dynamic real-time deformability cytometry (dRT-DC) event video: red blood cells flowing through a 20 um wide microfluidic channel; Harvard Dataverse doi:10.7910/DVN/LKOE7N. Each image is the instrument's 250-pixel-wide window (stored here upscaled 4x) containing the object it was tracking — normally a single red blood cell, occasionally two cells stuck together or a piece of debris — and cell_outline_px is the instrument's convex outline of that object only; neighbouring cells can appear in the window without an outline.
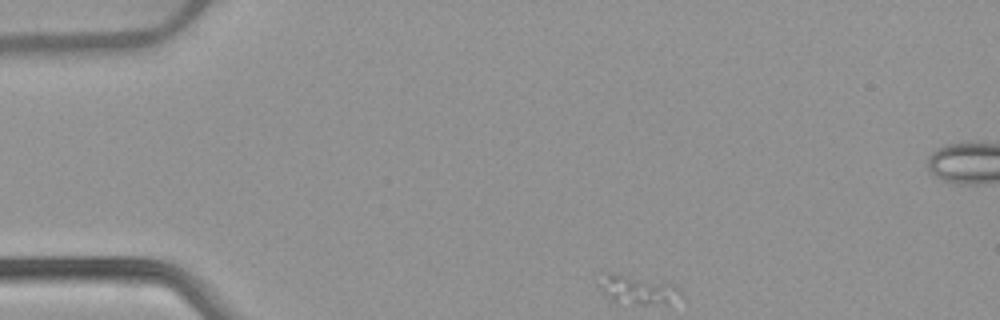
{"species": "common noctule bat (a hibernating species)", "species_latin": "Nyctalus noctula", "temperature_condition": "warm", "stored_images_in_passage": 35, "camera_frame_rate_fps": 3000, "um_per_image_px": 0.085, "animal": {"sex": "female", "body_mass_g": 22.7, "forearm_length_mm": 54.2}, "frame": {"image": 1, "passage_image": 1, "time_ms": 0.0, "image_size_px": [1000, 320], "cell_outline_px": [[684, 296], [668, 304], [612, 304], [600, 288], [600, 284], [604, 272], [608, 272], [676, 284], [680, 288]], "centroid_in_image_um": [54.24, 24.67], "position_along_channel_um": 30.8, "area_um2": 14.16}}
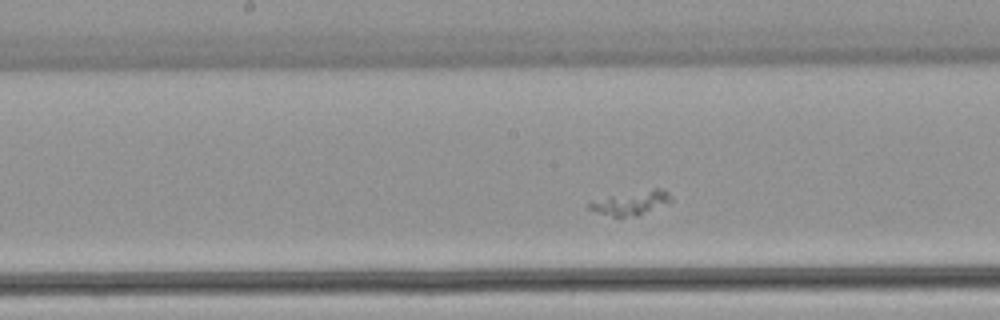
{"frame": {"image": 2, "passage_image": 19, "time_ms": 6.0, "image_size_px": [1000, 320], "cell_outline_px": [[672, 200], [636, 216], [612, 216], [596, 212], [588, 208], [588, 204], [612, 196], [656, 188], [664, 188], [672, 196]], "centroid_in_image_um": [53.69, 17.24], "position_along_channel_um": 194.5, "area_um2": 10.75}}
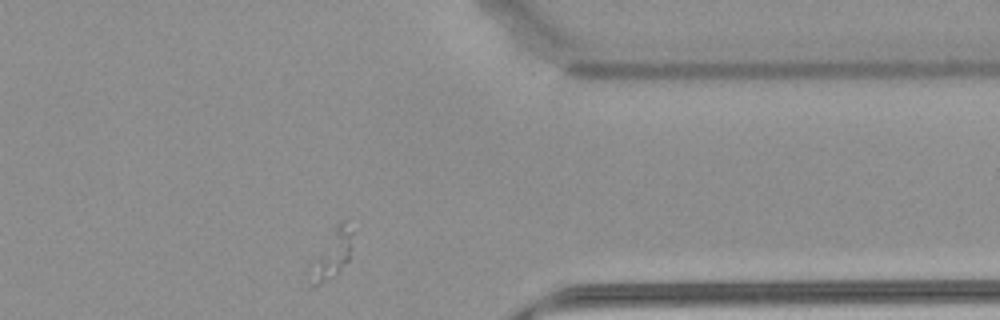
{"frame": {"image": 3, "passage_image": 35, "time_ms": 11.333, "image_size_px": [1000, 320], "cell_outline_px": [[352, 248], [348, 260], [336, 276], [312, 288], [308, 288], [312, 260], [336, 224], [344, 220], [352, 232]], "centroid_in_image_um": [28.19, 21.69], "position_along_channel_um": 383.2, "area_um2": 12.02}}